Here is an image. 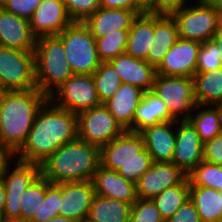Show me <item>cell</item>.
Masks as SVG:
<instances>
[{"mask_svg": "<svg viewBox=\"0 0 222 222\" xmlns=\"http://www.w3.org/2000/svg\"><path fill=\"white\" fill-rule=\"evenodd\" d=\"M77 138V114L48 99L39 109L25 143L16 152V160L41 164L62 145Z\"/></svg>", "mask_w": 222, "mask_h": 222, "instance_id": "6da1fadb", "label": "cell"}, {"mask_svg": "<svg viewBox=\"0 0 222 222\" xmlns=\"http://www.w3.org/2000/svg\"><path fill=\"white\" fill-rule=\"evenodd\" d=\"M48 96L38 88L0 91V144L15 153L25 143L35 117Z\"/></svg>", "mask_w": 222, "mask_h": 222, "instance_id": "7a4b0ae2", "label": "cell"}, {"mask_svg": "<svg viewBox=\"0 0 222 222\" xmlns=\"http://www.w3.org/2000/svg\"><path fill=\"white\" fill-rule=\"evenodd\" d=\"M40 165L41 174L52 184L92 181L100 165V148L77 138L62 145Z\"/></svg>", "mask_w": 222, "mask_h": 222, "instance_id": "3957f363", "label": "cell"}, {"mask_svg": "<svg viewBox=\"0 0 222 222\" xmlns=\"http://www.w3.org/2000/svg\"><path fill=\"white\" fill-rule=\"evenodd\" d=\"M152 163L144 138L138 132L124 130L116 139L100 147V165L117 171L135 184Z\"/></svg>", "mask_w": 222, "mask_h": 222, "instance_id": "277c9868", "label": "cell"}, {"mask_svg": "<svg viewBox=\"0 0 222 222\" xmlns=\"http://www.w3.org/2000/svg\"><path fill=\"white\" fill-rule=\"evenodd\" d=\"M34 57L36 87L46 96L74 74L66 59L63 42L57 36L37 38Z\"/></svg>", "mask_w": 222, "mask_h": 222, "instance_id": "5b68a950", "label": "cell"}, {"mask_svg": "<svg viewBox=\"0 0 222 222\" xmlns=\"http://www.w3.org/2000/svg\"><path fill=\"white\" fill-rule=\"evenodd\" d=\"M62 42L66 59L74 74L92 75L101 64L95 37L80 21H73L56 35Z\"/></svg>", "mask_w": 222, "mask_h": 222, "instance_id": "8992f818", "label": "cell"}, {"mask_svg": "<svg viewBox=\"0 0 222 222\" xmlns=\"http://www.w3.org/2000/svg\"><path fill=\"white\" fill-rule=\"evenodd\" d=\"M36 87L34 51L0 45V91Z\"/></svg>", "mask_w": 222, "mask_h": 222, "instance_id": "52a82bcc", "label": "cell"}, {"mask_svg": "<svg viewBox=\"0 0 222 222\" xmlns=\"http://www.w3.org/2000/svg\"><path fill=\"white\" fill-rule=\"evenodd\" d=\"M191 4L192 0L171 16L176 21L179 38L204 43L215 34L216 12L207 0L193 1Z\"/></svg>", "mask_w": 222, "mask_h": 222, "instance_id": "ba28073f", "label": "cell"}, {"mask_svg": "<svg viewBox=\"0 0 222 222\" xmlns=\"http://www.w3.org/2000/svg\"><path fill=\"white\" fill-rule=\"evenodd\" d=\"M151 91L167 105L175 120H188L197 105L192 77L156 75Z\"/></svg>", "mask_w": 222, "mask_h": 222, "instance_id": "9c48e42d", "label": "cell"}, {"mask_svg": "<svg viewBox=\"0 0 222 222\" xmlns=\"http://www.w3.org/2000/svg\"><path fill=\"white\" fill-rule=\"evenodd\" d=\"M48 99L62 109L78 114L101 105L92 75L73 74Z\"/></svg>", "mask_w": 222, "mask_h": 222, "instance_id": "30bf717a", "label": "cell"}, {"mask_svg": "<svg viewBox=\"0 0 222 222\" xmlns=\"http://www.w3.org/2000/svg\"><path fill=\"white\" fill-rule=\"evenodd\" d=\"M77 129L78 139L99 148L124 131L103 103L78 113Z\"/></svg>", "mask_w": 222, "mask_h": 222, "instance_id": "8fae6325", "label": "cell"}, {"mask_svg": "<svg viewBox=\"0 0 222 222\" xmlns=\"http://www.w3.org/2000/svg\"><path fill=\"white\" fill-rule=\"evenodd\" d=\"M40 174V164L22 162L16 159L7 168L1 177L6 195L3 209L4 219H21V196Z\"/></svg>", "mask_w": 222, "mask_h": 222, "instance_id": "7c38bea8", "label": "cell"}, {"mask_svg": "<svg viewBox=\"0 0 222 222\" xmlns=\"http://www.w3.org/2000/svg\"><path fill=\"white\" fill-rule=\"evenodd\" d=\"M202 43L178 38L156 67L157 75L193 77Z\"/></svg>", "mask_w": 222, "mask_h": 222, "instance_id": "4fadbf2b", "label": "cell"}, {"mask_svg": "<svg viewBox=\"0 0 222 222\" xmlns=\"http://www.w3.org/2000/svg\"><path fill=\"white\" fill-rule=\"evenodd\" d=\"M185 174L173 162H153L136 183V195L140 199H152L165 189L180 184Z\"/></svg>", "mask_w": 222, "mask_h": 222, "instance_id": "5bb4252c", "label": "cell"}, {"mask_svg": "<svg viewBox=\"0 0 222 222\" xmlns=\"http://www.w3.org/2000/svg\"><path fill=\"white\" fill-rule=\"evenodd\" d=\"M203 160V142L189 120H176V142L172 162L189 174Z\"/></svg>", "mask_w": 222, "mask_h": 222, "instance_id": "9a60e30c", "label": "cell"}, {"mask_svg": "<svg viewBox=\"0 0 222 222\" xmlns=\"http://www.w3.org/2000/svg\"><path fill=\"white\" fill-rule=\"evenodd\" d=\"M96 195L92 181L61 183L59 215L82 222Z\"/></svg>", "mask_w": 222, "mask_h": 222, "instance_id": "2e32d148", "label": "cell"}, {"mask_svg": "<svg viewBox=\"0 0 222 222\" xmlns=\"http://www.w3.org/2000/svg\"><path fill=\"white\" fill-rule=\"evenodd\" d=\"M29 21L36 38L56 36L73 22L62 0H43Z\"/></svg>", "mask_w": 222, "mask_h": 222, "instance_id": "e0dca14e", "label": "cell"}, {"mask_svg": "<svg viewBox=\"0 0 222 222\" xmlns=\"http://www.w3.org/2000/svg\"><path fill=\"white\" fill-rule=\"evenodd\" d=\"M36 39L31 32L29 20L18 17L0 7L1 46L34 51Z\"/></svg>", "mask_w": 222, "mask_h": 222, "instance_id": "ac0fdd59", "label": "cell"}, {"mask_svg": "<svg viewBox=\"0 0 222 222\" xmlns=\"http://www.w3.org/2000/svg\"><path fill=\"white\" fill-rule=\"evenodd\" d=\"M108 62L114 67L122 83L137 86L143 91L152 90L157 75L155 66L127 53L120 54Z\"/></svg>", "mask_w": 222, "mask_h": 222, "instance_id": "d6986e66", "label": "cell"}, {"mask_svg": "<svg viewBox=\"0 0 222 222\" xmlns=\"http://www.w3.org/2000/svg\"><path fill=\"white\" fill-rule=\"evenodd\" d=\"M140 134L153 162H172L176 142V120L147 127Z\"/></svg>", "mask_w": 222, "mask_h": 222, "instance_id": "ffe728a7", "label": "cell"}, {"mask_svg": "<svg viewBox=\"0 0 222 222\" xmlns=\"http://www.w3.org/2000/svg\"><path fill=\"white\" fill-rule=\"evenodd\" d=\"M92 182L97 195L110 197L131 205L137 200L136 184L125 179L115 170L99 165Z\"/></svg>", "mask_w": 222, "mask_h": 222, "instance_id": "44dd1931", "label": "cell"}, {"mask_svg": "<svg viewBox=\"0 0 222 222\" xmlns=\"http://www.w3.org/2000/svg\"><path fill=\"white\" fill-rule=\"evenodd\" d=\"M144 92L137 86L122 83L116 93L103 103L124 130L133 131V119Z\"/></svg>", "mask_w": 222, "mask_h": 222, "instance_id": "7402d4cb", "label": "cell"}, {"mask_svg": "<svg viewBox=\"0 0 222 222\" xmlns=\"http://www.w3.org/2000/svg\"><path fill=\"white\" fill-rule=\"evenodd\" d=\"M137 14L128 9L99 7L83 23L95 38L104 37L116 30H129Z\"/></svg>", "mask_w": 222, "mask_h": 222, "instance_id": "603a6c76", "label": "cell"}, {"mask_svg": "<svg viewBox=\"0 0 222 222\" xmlns=\"http://www.w3.org/2000/svg\"><path fill=\"white\" fill-rule=\"evenodd\" d=\"M154 38L150 45L146 61L157 67L164 55L179 38L176 21L171 15L154 14Z\"/></svg>", "mask_w": 222, "mask_h": 222, "instance_id": "cb8c5ba5", "label": "cell"}, {"mask_svg": "<svg viewBox=\"0 0 222 222\" xmlns=\"http://www.w3.org/2000/svg\"><path fill=\"white\" fill-rule=\"evenodd\" d=\"M154 14L144 12L137 15L128 30L126 53L146 61L154 38Z\"/></svg>", "mask_w": 222, "mask_h": 222, "instance_id": "d4e9b609", "label": "cell"}, {"mask_svg": "<svg viewBox=\"0 0 222 222\" xmlns=\"http://www.w3.org/2000/svg\"><path fill=\"white\" fill-rule=\"evenodd\" d=\"M175 121L167 105L152 91H145L133 119V131L140 133L147 127Z\"/></svg>", "mask_w": 222, "mask_h": 222, "instance_id": "484cf974", "label": "cell"}, {"mask_svg": "<svg viewBox=\"0 0 222 222\" xmlns=\"http://www.w3.org/2000/svg\"><path fill=\"white\" fill-rule=\"evenodd\" d=\"M192 78L197 105L222 106V67L209 72H196Z\"/></svg>", "mask_w": 222, "mask_h": 222, "instance_id": "4316f807", "label": "cell"}, {"mask_svg": "<svg viewBox=\"0 0 222 222\" xmlns=\"http://www.w3.org/2000/svg\"><path fill=\"white\" fill-rule=\"evenodd\" d=\"M202 222H222V191L190 186V198Z\"/></svg>", "mask_w": 222, "mask_h": 222, "instance_id": "83f0119b", "label": "cell"}, {"mask_svg": "<svg viewBox=\"0 0 222 222\" xmlns=\"http://www.w3.org/2000/svg\"><path fill=\"white\" fill-rule=\"evenodd\" d=\"M188 120L205 143L222 133V106L196 105Z\"/></svg>", "mask_w": 222, "mask_h": 222, "instance_id": "f1b7e54d", "label": "cell"}, {"mask_svg": "<svg viewBox=\"0 0 222 222\" xmlns=\"http://www.w3.org/2000/svg\"><path fill=\"white\" fill-rule=\"evenodd\" d=\"M131 208L127 202L96 194L88 218L96 222H130Z\"/></svg>", "mask_w": 222, "mask_h": 222, "instance_id": "f546056e", "label": "cell"}, {"mask_svg": "<svg viewBox=\"0 0 222 222\" xmlns=\"http://www.w3.org/2000/svg\"><path fill=\"white\" fill-rule=\"evenodd\" d=\"M52 183L40 174L21 196V220L39 222V208Z\"/></svg>", "mask_w": 222, "mask_h": 222, "instance_id": "4dcf8cb0", "label": "cell"}, {"mask_svg": "<svg viewBox=\"0 0 222 222\" xmlns=\"http://www.w3.org/2000/svg\"><path fill=\"white\" fill-rule=\"evenodd\" d=\"M190 198V182L186 177L180 184L167 188L152 198L165 222Z\"/></svg>", "mask_w": 222, "mask_h": 222, "instance_id": "1f68e13d", "label": "cell"}, {"mask_svg": "<svg viewBox=\"0 0 222 222\" xmlns=\"http://www.w3.org/2000/svg\"><path fill=\"white\" fill-rule=\"evenodd\" d=\"M92 77L101 103L110 99L122 84L120 76L109 62H101Z\"/></svg>", "mask_w": 222, "mask_h": 222, "instance_id": "d6a6232c", "label": "cell"}, {"mask_svg": "<svg viewBox=\"0 0 222 222\" xmlns=\"http://www.w3.org/2000/svg\"><path fill=\"white\" fill-rule=\"evenodd\" d=\"M187 177L190 186H203L222 191V165L202 160Z\"/></svg>", "mask_w": 222, "mask_h": 222, "instance_id": "836d02e7", "label": "cell"}, {"mask_svg": "<svg viewBox=\"0 0 222 222\" xmlns=\"http://www.w3.org/2000/svg\"><path fill=\"white\" fill-rule=\"evenodd\" d=\"M128 30H116L104 37L95 38L97 52L102 62L126 53Z\"/></svg>", "mask_w": 222, "mask_h": 222, "instance_id": "e575fe53", "label": "cell"}, {"mask_svg": "<svg viewBox=\"0 0 222 222\" xmlns=\"http://www.w3.org/2000/svg\"><path fill=\"white\" fill-rule=\"evenodd\" d=\"M222 67V56L213 39L202 43L197 57L196 72H209Z\"/></svg>", "mask_w": 222, "mask_h": 222, "instance_id": "d590c367", "label": "cell"}, {"mask_svg": "<svg viewBox=\"0 0 222 222\" xmlns=\"http://www.w3.org/2000/svg\"><path fill=\"white\" fill-rule=\"evenodd\" d=\"M130 222H165L152 199L137 198L132 205Z\"/></svg>", "mask_w": 222, "mask_h": 222, "instance_id": "8d00e7d4", "label": "cell"}, {"mask_svg": "<svg viewBox=\"0 0 222 222\" xmlns=\"http://www.w3.org/2000/svg\"><path fill=\"white\" fill-rule=\"evenodd\" d=\"M61 199V184H51L39 208V222L59 215Z\"/></svg>", "mask_w": 222, "mask_h": 222, "instance_id": "74e56055", "label": "cell"}, {"mask_svg": "<svg viewBox=\"0 0 222 222\" xmlns=\"http://www.w3.org/2000/svg\"><path fill=\"white\" fill-rule=\"evenodd\" d=\"M73 21L83 22L100 7V0H62Z\"/></svg>", "mask_w": 222, "mask_h": 222, "instance_id": "f35d334b", "label": "cell"}, {"mask_svg": "<svg viewBox=\"0 0 222 222\" xmlns=\"http://www.w3.org/2000/svg\"><path fill=\"white\" fill-rule=\"evenodd\" d=\"M43 0H0V7L18 17L30 20Z\"/></svg>", "mask_w": 222, "mask_h": 222, "instance_id": "ab89813d", "label": "cell"}, {"mask_svg": "<svg viewBox=\"0 0 222 222\" xmlns=\"http://www.w3.org/2000/svg\"><path fill=\"white\" fill-rule=\"evenodd\" d=\"M203 160L222 165V133L203 143Z\"/></svg>", "mask_w": 222, "mask_h": 222, "instance_id": "60d3db41", "label": "cell"}, {"mask_svg": "<svg viewBox=\"0 0 222 222\" xmlns=\"http://www.w3.org/2000/svg\"><path fill=\"white\" fill-rule=\"evenodd\" d=\"M166 222H202L194 203L188 199Z\"/></svg>", "mask_w": 222, "mask_h": 222, "instance_id": "b9f144b4", "label": "cell"}, {"mask_svg": "<svg viewBox=\"0 0 222 222\" xmlns=\"http://www.w3.org/2000/svg\"><path fill=\"white\" fill-rule=\"evenodd\" d=\"M189 0H155L154 5L147 11L156 15H172L182 6L186 5Z\"/></svg>", "mask_w": 222, "mask_h": 222, "instance_id": "7bdbcfd3", "label": "cell"}, {"mask_svg": "<svg viewBox=\"0 0 222 222\" xmlns=\"http://www.w3.org/2000/svg\"><path fill=\"white\" fill-rule=\"evenodd\" d=\"M100 7L107 9H128L134 11L137 15L144 13L135 0H100Z\"/></svg>", "mask_w": 222, "mask_h": 222, "instance_id": "ee69618b", "label": "cell"}, {"mask_svg": "<svg viewBox=\"0 0 222 222\" xmlns=\"http://www.w3.org/2000/svg\"><path fill=\"white\" fill-rule=\"evenodd\" d=\"M16 159V153L8 146L0 144V178Z\"/></svg>", "mask_w": 222, "mask_h": 222, "instance_id": "f6af8a7d", "label": "cell"}, {"mask_svg": "<svg viewBox=\"0 0 222 222\" xmlns=\"http://www.w3.org/2000/svg\"><path fill=\"white\" fill-rule=\"evenodd\" d=\"M136 4L144 11L147 12L153 5L155 0H135Z\"/></svg>", "mask_w": 222, "mask_h": 222, "instance_id": "bcb514c9", "label": "cell"}, {"mask_svg": "<svg viewBox=\"0 0 222 222\" xmlns=\"http://www.w3.org/2000/svg\"><path fill=\"white\" fill-rule=\"evenodd\" d=\"M212 39L217 44L219 51L221 53V56H222V29H216L215 34Z\"/></svg>", "mask_w": 222, "mask_h": 222, "instance_id": "7dc6e473", "label": "cell"}, {"mask_svg": "<svg viewBox=\"0 0 222 222\" xmlns=\"http://www.w3.org/2000/svg\"><path fill=\"white\" fill-rule=\"evenodd\" d=\"M5 199H6L5 186L2 179L0 178V212L2 213L5 205Z\"/></svg>", "mask_w": 222, "mask_h": 222, "instance_id": "c3c4849f", "label": "cell"}, {"mask_svg": "<svg viewBox=\"0 0 222 222\" xmlns=\"http://www.w3.org/2000/svg\"><path fill=\"white\" fill-rule=\"evenodd\" d=\"M43 222H75V221H73L70 218L58 215V216H55L54 218L45 220Z\"/></svg>", "mask_w": 222, "mask_h": 222, "instance_id": "681fc988", "label": "cell"}, {"mask_svg": "<svg viewBox=\"0 0 222 222\" xmlns=\"http://www.w3.org/2000/svg\"><path fill=\"white\" fill-rule=\"evenodd\" d=\"M214 8L215 12L222 13V0H207Z\"/></svg>", "mask_w": 222, "mask_h": 222, "instance_id": "f907efd6", "label": "cell"}, {"mask_svg": "<svg viewBox=\"0 0 222 222\" xmlns=\"http://www.w3.org/2000/svg\"><path fill=\"white\" fill-rule=\"evenodd\" d=\"M216 21H217L216 29H222V13L216 12Z\"/></svg>", "mask_w": 222, "mask_h": 222, "instance_id": "816d5d0a", "label": "cell"}, {"mask_svg": "<svg viewBox=\"0 0 222 222\" xmlns=\"http://www.w3.org/2000/svg\"><path fill=\"white\" fill-rule=\"evenodd\" d=\"M2 222H30V221L21 220V219H3Z\"/></svg>", "mask_w": 222, "mask_h": 222, "instance_id": "f5cc1de1", "label": "cell"}, {"mask_svg": "<svg viewBox=\"0 0 222 222\" xmlns=\"http://www.w3.org/2000/svg\"><path fill=\"white\" fill-rule=\"evenodd\" d=\"M82 222H96V221H93L92 219H89L88 217H86Z\"/></svg>", "mask_w": 222, "mask_h": 222, "instance_id": "db71d44e", "label": "cell"}, {"mask_svg": "<svg viewBox=\"0 0 222 222\" xmlns=\"http://www.w3.org/2000/svg\"><path fill=\"white\" fill-rule=\"evenodd\" d=\"M3 213L2 212H0V222H2L3 221Z\"/></svg>", "mask_w": 222, "mask_h": 222, "instance_id": "11a10c76", "label": "cell"}]
</instances>
